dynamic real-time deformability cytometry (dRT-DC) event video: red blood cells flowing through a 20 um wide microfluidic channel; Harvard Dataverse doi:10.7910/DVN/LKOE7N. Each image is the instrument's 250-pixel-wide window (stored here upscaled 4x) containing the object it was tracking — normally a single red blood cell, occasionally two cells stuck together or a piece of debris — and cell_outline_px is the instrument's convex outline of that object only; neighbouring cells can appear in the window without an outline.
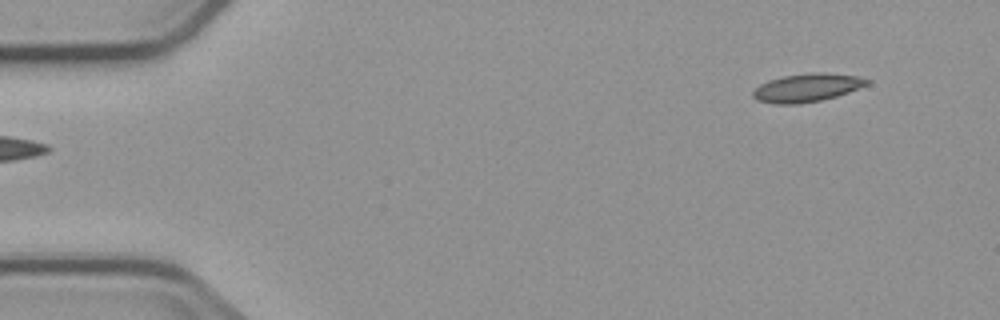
{"species": "common noctule bat (a hibernating species)", "species_latin": "Nyctalus noctula", "temperature_condition": "cold", "stored_images_in_passage": 5, "camera_frame_rate_fps": 3000, "um_per_image_px": 0.085, "animal": {"sex": "male", "body_mass_g": 23.1, "forearm_length_mm": 52.7}, "frame": {"image": 1, "passage_image": 5, "time_ms": 5.333, "image_size_px": [1000, 320], "cell_outline_px": [[872, 80], [868, 84], [848, 92], [836, 96], [820, 100], [800, 104], [776, 104], [756, 100], [752, 96], [752, 92], [760, 84], [768, 80], [784, 76], [812, 72], [824, 72], [856, 76]], "centroid_in_image_um": [68.57, 7.45], "position_along_channel_um": 16.4, "area_um2": 18.73}}